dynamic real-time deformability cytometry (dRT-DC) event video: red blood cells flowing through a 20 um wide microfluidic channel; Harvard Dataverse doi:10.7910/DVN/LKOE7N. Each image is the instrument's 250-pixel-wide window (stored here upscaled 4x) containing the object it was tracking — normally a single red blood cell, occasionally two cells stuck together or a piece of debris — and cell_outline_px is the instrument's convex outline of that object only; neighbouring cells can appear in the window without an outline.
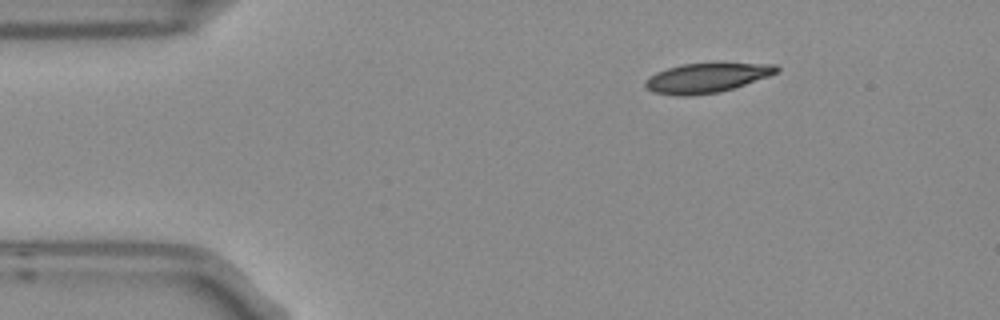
{"species": "Egyptian fruit bat (a non-hibernating species)", "species_latin": "Rousettus aegyptiacus", "temperature_condition": "room temperature", "stored_images_in_passage": 2, "camera_frame_rate_fps": 3000, "um_per_image_px": 0.085, "frame": {"image": 1, "passage_image": 1, "time_ms": 0.0, "image_size_px": [1000, 320], "cell_outline_px": [[780, 72], [720, 92], [692, 96], [676, 96], [652, 92], [644, 88], [644, 80], [648, 76], [656, 72], [680, 64], [716, 60], [776, 64], [780, 68]], "centroid_in_image_um": [60.07, 6.56], "position_along_channel_um": 24.9, "area_um2": 23.93}}